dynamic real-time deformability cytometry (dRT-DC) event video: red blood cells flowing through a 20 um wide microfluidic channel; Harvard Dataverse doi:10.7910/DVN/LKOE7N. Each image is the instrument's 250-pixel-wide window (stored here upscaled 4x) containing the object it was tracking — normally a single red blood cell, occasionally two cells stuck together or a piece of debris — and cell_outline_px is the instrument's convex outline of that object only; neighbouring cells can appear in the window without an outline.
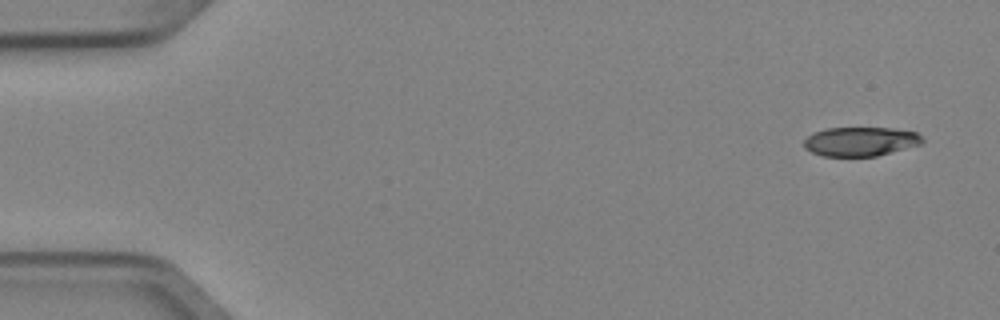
{"species": "Egyptian fruit bat (a non-hibernating species)", "species_latin": "Rousettus aegyptiacus", "temperature_condition": "cold", "stored_images_in_passage": 5, "camera_frame_rate_fps": 3000, "um_per_image_px": 0.085, "animal": {"sex": "female"}, "frame": {"image": 1, "passage_image": 1, "time_ms": 0.0, "image_size_px": [1000, 320], "cell_outline_px": [[924, 144], [876, 156], [824, 156], [812, 152], [804, 148], [804, 140], [812, 132], [828, 128], [892, 128], [916, 132], [924, 140]], "centroid_in_image_um": [73.15, 12.03], "position_along_channel_um": 11.8, "area_um2": 20.17}}